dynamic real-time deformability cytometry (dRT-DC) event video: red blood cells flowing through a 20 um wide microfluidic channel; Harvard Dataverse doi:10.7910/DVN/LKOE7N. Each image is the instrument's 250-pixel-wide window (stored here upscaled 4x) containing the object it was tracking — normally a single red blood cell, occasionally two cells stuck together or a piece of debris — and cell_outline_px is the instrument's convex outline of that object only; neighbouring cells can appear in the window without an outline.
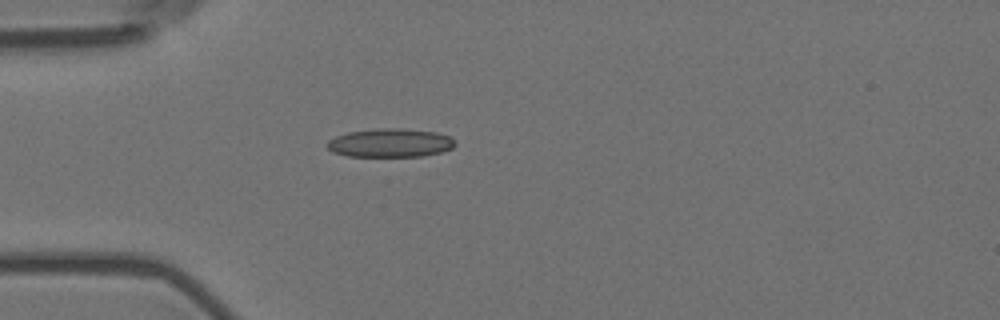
{"species": "Egyptian fruit bat (a non-hibernating species)", "species_latin": "Rousettus aegyptiacus", "temperature_condition": "room temperature", "stored_images_in_passage": 4, "camera_frame_rate_fps": 3000, "um_per_image_px": 0.085, "animal": {"sex": "female"}, "frame": {"image": 1, "passage_image": 4, "time_ms": 1.0, "image_size_px": [1000, 320], "cell_outline_px": [[456, 144], [452, 148], [440, 152], [424, 156], [348, 156], [332, 152], [328, 148], [328, 140], [336, 136], [348, 132], [376, 128], [396, 128], [436, 132], [452, 136], [456, 140]], "centroid_in_image_um": [33.2, 12.14], "position_along_channel_um": 51.8, "area_um2": 21.39}}